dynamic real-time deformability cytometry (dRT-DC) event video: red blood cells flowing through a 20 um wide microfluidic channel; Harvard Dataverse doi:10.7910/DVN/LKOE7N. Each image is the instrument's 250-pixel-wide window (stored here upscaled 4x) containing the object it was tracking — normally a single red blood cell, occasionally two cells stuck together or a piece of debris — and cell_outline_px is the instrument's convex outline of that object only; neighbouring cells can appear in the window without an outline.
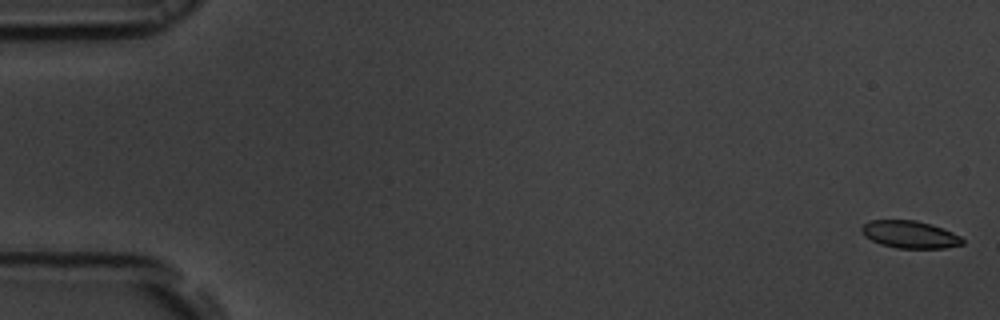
{"species": "common noctule bat (a hibernating species)", "species_latin": "Nyctalus noctula", "temperature_condition": "room temperature", "stored_images_in_passage": 55, "camera_frame_rate_fps": 3000, "um_per_image_px": 0.085, "animal": {"sex": "male", "body_mass_g": 19.5, "forearm_length_mm": 54.6}, "frame": {"image": 1, "passage_image": 1, "time_ms": 0.0, "image_size_px": [1000, 320], "cell_outline_px": [[964, 244], [944, 248], [896, 248], [880, 244], [864, 236], [860, 232], [860, 228], [868, 220], [916, 220], [932, 224], [952, 232], [960, 236], [964, 240]], "centroid_in_image_um": [77.32, 19.92], "position_along_channel_um": 7.7, "area_um2": 16.24}}
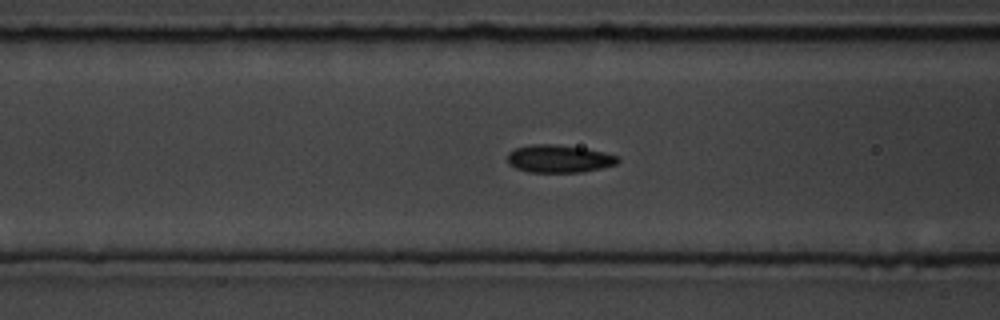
{"frame": {"image": 2, "passage_image": 22, "time_ms": 7.0, "image_size_px": [1000, 320], "cell_outline_px": [[620, 160], [616, 164], [600, 168], [580, 172], [528, 172], [516, 168], [508, 164], [508, 152], [516, 148], [532, 144], [556, 144], [584, 148], [604, 152], [620, 156]], "centroid_in_image_um": [47.52, 13.49], "position_along_channel_um": 119.1, "area_um2": 17.86}}
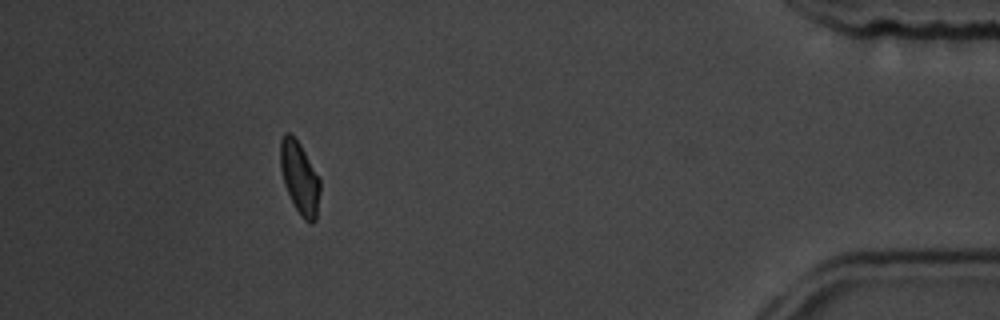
{"frame": {"image": 3, "passage_image": 50, "time_ms": 16.333, "image_size_px": [1000, 320], "cell_outline_px": [[320, 192], [316, 220], [312, 224], [308, 224], [300, 216], [284, 184], [280, 168], [280, 140], [284, 132], [288, 132], [300, 144], [320, 180]], "centroid_in_image_um": [25.47, 15.14], "position_along_channel_um": 409.7, "area_um2": 16.65}, "authors_computed_cell_mechanics": {"area_um2": 17.1666, "velocity_mm_per_s": 3.7209, "shape_relaxation_time_tau1_ms": 2.5307, "shape_relaxation_time_tau2_ms": 2.1623, "deformation_change_tau1": 0.0938, "deformation_change_tau2": 0.069}}